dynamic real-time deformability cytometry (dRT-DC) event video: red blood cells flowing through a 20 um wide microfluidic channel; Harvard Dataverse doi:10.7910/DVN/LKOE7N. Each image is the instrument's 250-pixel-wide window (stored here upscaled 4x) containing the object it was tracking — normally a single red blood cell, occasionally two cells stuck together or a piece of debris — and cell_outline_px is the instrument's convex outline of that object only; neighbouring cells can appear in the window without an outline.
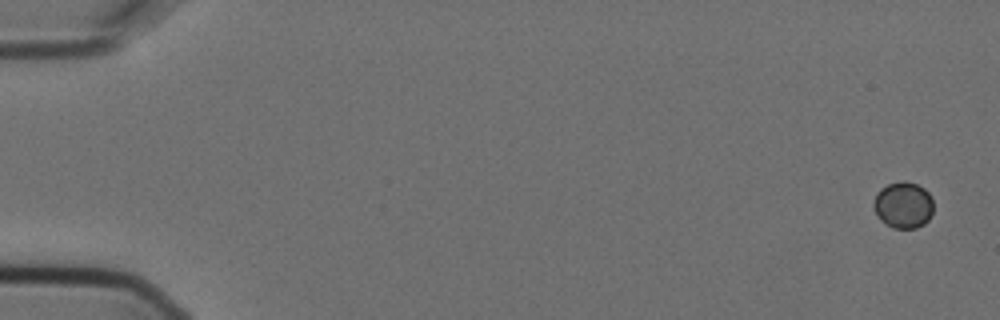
{"species": "Egyptian fruit bat (a non-hibernating species)", "species_latin": "Rousettus aegyptiacus", "temperature_condition": "cold", "stored_images_in_passage": 6, "camera_frame_rate_fps": 3000, "um_per_image_px": 0.085, "animal": {"sex": "female"}, "frame": {"image": 1, "passage_image": 1, "time_ms": 0.0, "image_size_px": [1000, 320], "cell_outline_px": [[932, 212], [928, 220], [924, 224], [916, 228], [892, 228], [884, 224], [876, 216], [872, 208], [872, 204], [876, 192], [880, 188], [888, 184], [904, 180], [916, 184], [924, 188], [932, 196]], "centroid_in_image_um": [76.73, 17.43], "position_along_channel_um": 8.3, "area_um2": 16.53}}
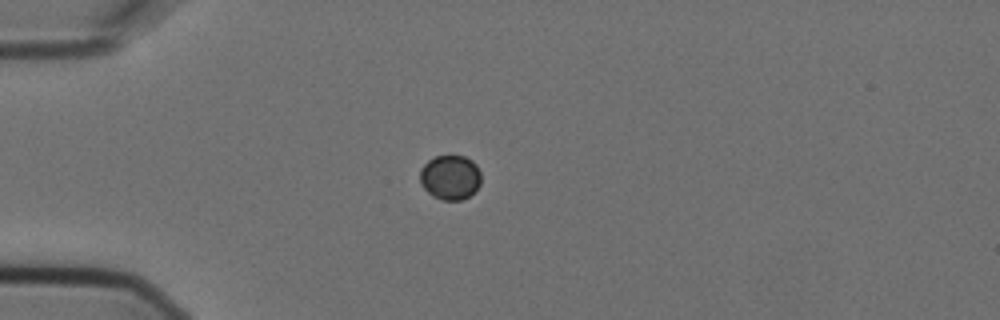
{"frame": {"image": 2, "passage_image": 5, "time_ms": 1.333, "image_size_px": [1000, 320], "cell_outline_px": [[480, 184], [468, 196], [460, 200], [444, 200], [432, 196], [420, 184], [420, 168], [428, 160], [436, 156], [464, 156], [472, 160], [476, 164], [480, 172]], "centroid_in_image_um": [38.24, 15.06], "position_along_channel_um": 46.8, "area_um2": 15.84}}